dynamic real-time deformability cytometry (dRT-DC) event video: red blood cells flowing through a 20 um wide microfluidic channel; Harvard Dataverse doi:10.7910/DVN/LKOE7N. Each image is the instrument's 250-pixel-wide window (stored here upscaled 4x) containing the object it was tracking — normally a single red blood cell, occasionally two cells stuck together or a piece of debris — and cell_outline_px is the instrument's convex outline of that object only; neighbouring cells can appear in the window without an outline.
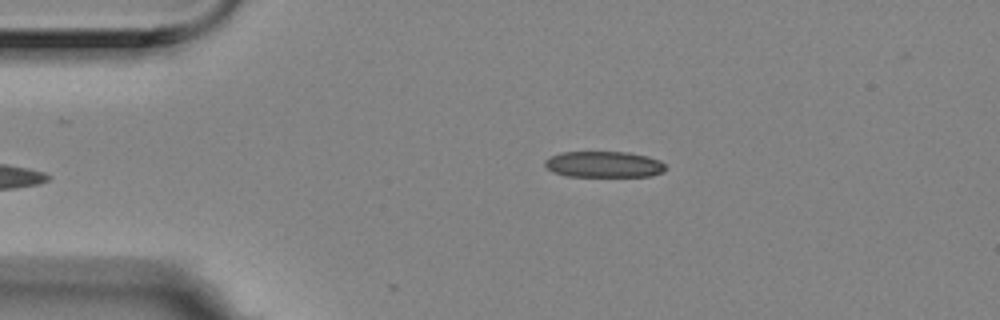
{"species": "Egyptian fruit bat (a non-hibernating species)", "species_latin": "Rousettus aegyptiacus", "temperature_condition": "room temperature", "stored_images_in_passage": 4, "camera_frame_rate_fps": 3000, "um_per_image_px": 0.085, "animal": {"sex": "female"}, "frame": {"image": 1, "passage_image": 4, "time_ms": 1.0, "image_size_px": [1000, 320], "cell_outline_px": [[664, 172], [652, 176], [568, 176], [552, 172], [544, 164], [544, 160], [560, 152], [628, 152], [648, 156], [660, 160], [664, 164]], "centroid_in_image_um": [51.33, 13.97], "position_along_channel_um": 33.7, "area_um2": 18.38}}